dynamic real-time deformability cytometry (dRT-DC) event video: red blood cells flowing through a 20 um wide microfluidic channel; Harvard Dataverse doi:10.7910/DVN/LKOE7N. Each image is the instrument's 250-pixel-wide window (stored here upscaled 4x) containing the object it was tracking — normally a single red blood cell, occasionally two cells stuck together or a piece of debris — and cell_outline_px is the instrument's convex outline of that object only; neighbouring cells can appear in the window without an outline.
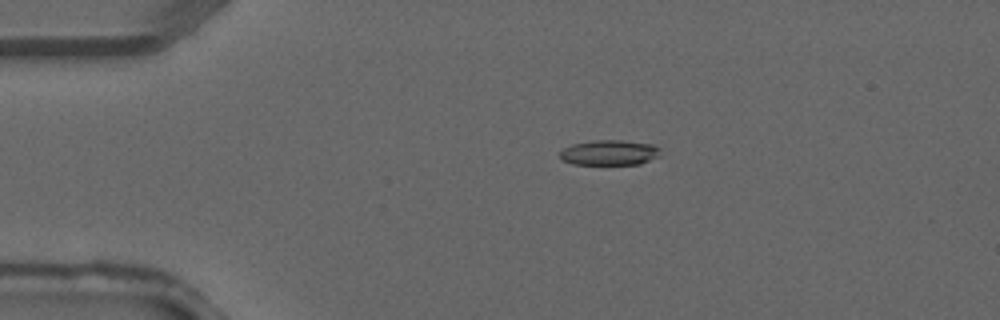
{"species": "common noctule bat (a hibernating species)", "species_latin": "Nyctalus noctula", "temperature_condition": "warm", "stored_images_in_passage": 4, "camera_frame_rate_fps": 3000, "um_per_image_px": 0.085, "animal": {"sex": "male", "forearm_length_mm": 52.5}, "frame": {"image": 1, "passage_image": 3, "time_ms": 0.667, "image_size_px": [1000, 320], "cell_outline_px": [[660, 156], [640, 164], [572, 164], [564, 160], [560, 156], [560, 152], [564, 148], [572, 144], [592, 140], [620, 140], [652, 144], [660, 148]], "centroid_in_image_um": [51.82, 12.97], "position_along_channel_um": 33.2, "area_um2": 14.74}}